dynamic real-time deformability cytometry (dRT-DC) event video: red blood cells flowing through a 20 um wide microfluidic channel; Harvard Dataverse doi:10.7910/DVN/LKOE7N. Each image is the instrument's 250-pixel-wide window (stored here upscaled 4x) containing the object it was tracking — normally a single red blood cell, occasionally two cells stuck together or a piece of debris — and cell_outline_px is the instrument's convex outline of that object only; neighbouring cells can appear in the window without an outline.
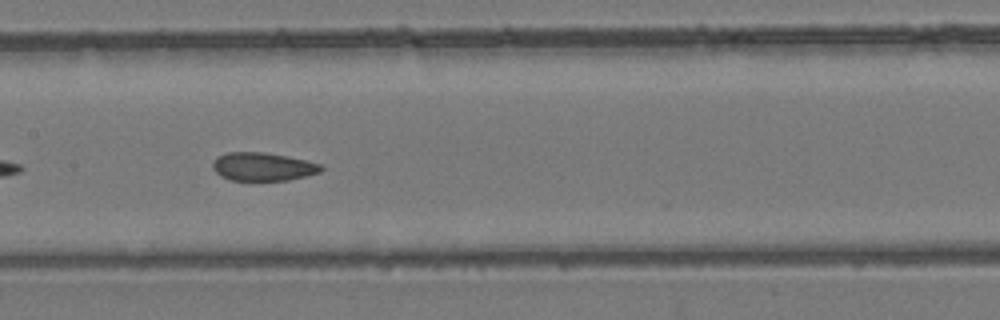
{"species": "common noctule bat (a hibernating species)", "species_latin": "Nyctalus noctula", "temperature_condition": "room temperature", "stored_images_in_passage": 36, "camera_frame_rate_fps": 3000, "um_per_image_px": 0.085, "animal": {"sex": "female", "body_mass_g": 24.6, "forearm_length_mm": 56.2}, "frame": {"image": 1, "passage_image": 11, "time_ms": 3.333, "image_size_px": [1000, 320], "cell_outline_px": [[324, 168], [320, 172], [288, 180], [228, 180], [220, 176], [212, 168], [212, 164], [216, 156], [228, 152], [264, 152], [304, 160], [320, 164]], "centroid_in_image_um": [22.29, 14.17], "position_along_channel_um": 185.1, "area_um2": 17.74}}